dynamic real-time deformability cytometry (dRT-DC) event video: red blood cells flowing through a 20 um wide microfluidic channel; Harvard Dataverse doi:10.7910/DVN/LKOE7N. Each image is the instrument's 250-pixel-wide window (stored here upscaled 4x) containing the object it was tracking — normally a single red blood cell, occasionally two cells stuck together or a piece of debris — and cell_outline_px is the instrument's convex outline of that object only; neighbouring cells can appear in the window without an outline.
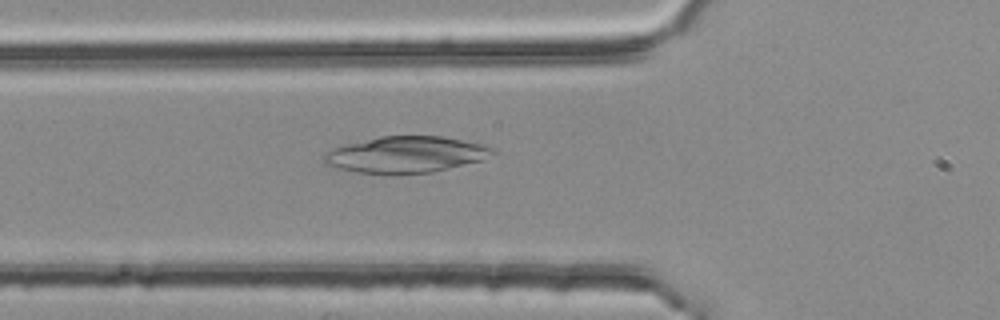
{"species": "common noctule bat (a hibernating species)", "species_latin": "Nyctalus noctula", "temperature_condition": "room temperature", "stored_images_in_passage": 36, "camera_frame_rate_fps": 3000, "um_per_image_px": 0.085, "animal": {"sex": "female", "body_mass_g": 25.1}, "frame": {"image": 1, "passage_image": 5, "time_ms": 1.333, "image_size_px": [1000, 320], "cell_outline_px": [[500, 152], [484, 160], [432, 172], [392, 176], [388, 176], [356, 172], [336, 168], [328, 164], [324, 160], [324, 156], [332, 148], [380, 136], [440, 136], [480, 144], [496, 148]], "centroid_in_image_um": [34.56, 13.17], "position_along_channel_um": 91.2, "area_um2": 36.18}}
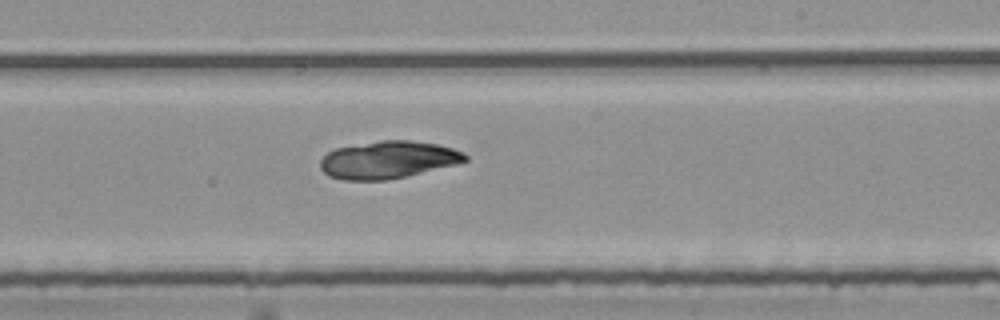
{"frame": {"image": 2, "passage_image": 18, "time_ms": 5.667, "image_size_px": [1000, 320], "cell_outline_px": [[468, 160], [456, 164], [388, 180], [344, 180], [328, 176], [320, 168], [320, 160], [328, 152], [336, 148], [380, 140], [412, 140], [436, 144], [452, 148], [464, 152], [468, 156]], "centroid_in_image_um": [32.98, 13.58], "position_along_channel_um": 256.0, "area_um2": 31.5}}
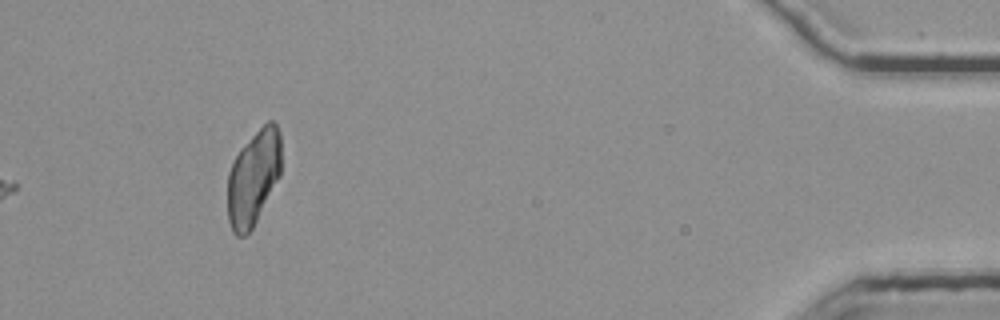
{"frame": {"image": 3, "passage_image": 36, "time_ms": 11.667, "image_size_px": [1000, 320], "cell_outline_px": [[280, 176], [252, 228], [244, 236], [236, 236], [232, 232], [228, 220], [228, 172], [240, 148], [268, 120], [272, 120], [276, 124], [280, 132]], "centroid_in_image_um": [21.53, 15.11], "position_along_channel_um": 413.7, "area_um2": 29.54}}